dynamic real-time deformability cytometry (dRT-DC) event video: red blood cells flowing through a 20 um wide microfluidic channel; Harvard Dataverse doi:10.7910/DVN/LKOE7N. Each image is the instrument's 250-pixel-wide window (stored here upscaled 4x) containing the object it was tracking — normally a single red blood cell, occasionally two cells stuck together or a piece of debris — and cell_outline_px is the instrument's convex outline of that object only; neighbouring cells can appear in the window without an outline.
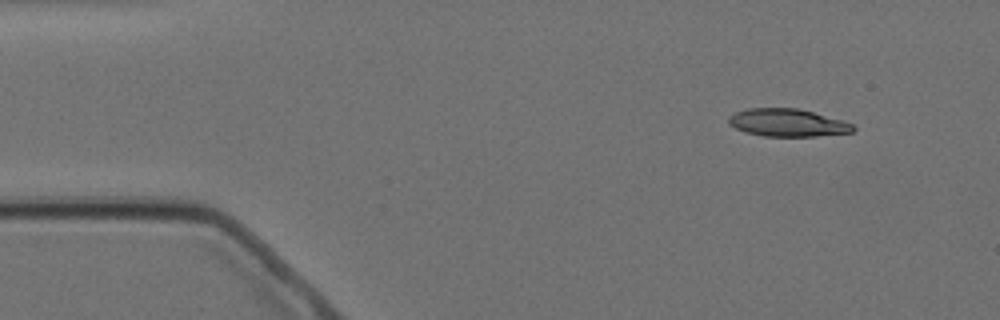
{"species": "Egyptian fruit bat (a non-hibernating species)", "species_latin": "Rousettus aegyptiacus", "temperature_condition": "cold", "stored_images_in_passage": 4, "camera_frame_rate_fps": 3000, "um_per_image_px": 0.085, "animal": {"sex": "female"}, "frame": {"image": 1, "passage_image": 1, "time_ms": 0.0, "image_size_px": [1000, 320], "cell_outline_px": [[856, 128], [852, 132], [816, 136], [764, 136], [744, 132], [728, 124], [728, 116], [736, 112], [748, 108], [796, 108], [812, 112], [840, 120], [852, 124]], "centroid_in_image_um": [66.89, 10.43], "position_along_channel_um": 18.1, "area_um2": 19.88}}
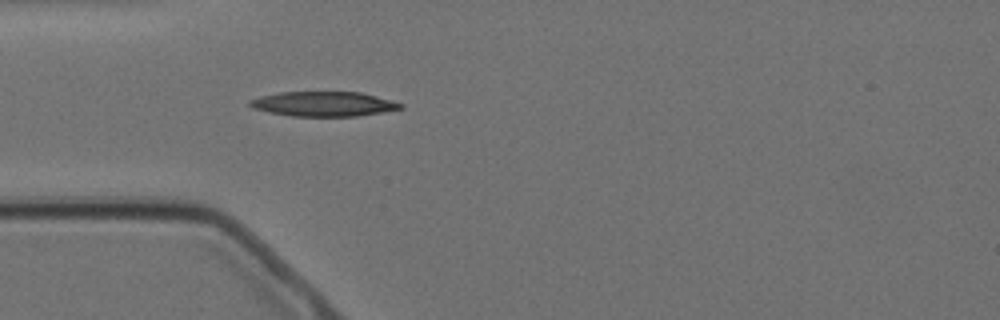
{"frame": {"image": 2, "passage_image": 4, "time_ms": 3.333, "image_size_px": [1000, 320], "cell_outline_px": [[404, 108], [384, 112], [356, 116], [292, 116], [268, 112], [252, 108], [248, 104], [248, 100], [260, 96], [280, 92], [360, 92], [376, 96], [404, 104]], "centroid_in_image_um": [27.49, 8.83], "position_along_channel_um": 57.5, "area_um2": 21.79}}